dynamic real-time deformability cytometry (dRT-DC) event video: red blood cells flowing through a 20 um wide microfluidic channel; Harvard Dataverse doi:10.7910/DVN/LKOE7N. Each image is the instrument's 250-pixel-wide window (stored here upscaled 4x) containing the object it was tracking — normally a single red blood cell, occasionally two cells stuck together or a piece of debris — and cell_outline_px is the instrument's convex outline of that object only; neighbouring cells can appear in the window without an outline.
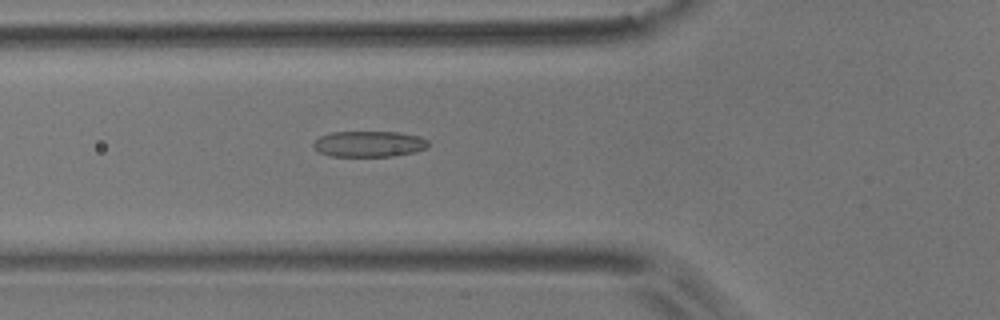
{"species": "common noctule bat (a hibernating species)", "species_latin": "Nyctalus noctula", "temperature_condition": "room temperature", "stored_images_in_passage": 39, "camera_frame_rate_fps": 3000, "um_per_image_px": 0.085, "animal": {"sex": "male", "body_mass_g": 17.9}, "frame": {"image": 1, "passage_image": 4, "time_ms": 1.0, "image_size_px": [1000, 320], "cell_outline_px": [[428, 148], [412, 152], [392, 156], [332, 156], [320, 152], [312, 148], [312, 144], [320, 136], [332, 132], [396, 132], [420, 136], [428, 140]], "centroid_in_image_um": [31.36, 12.23], "position_along_channel_um": 94.4, "area_um2": 17.28}}
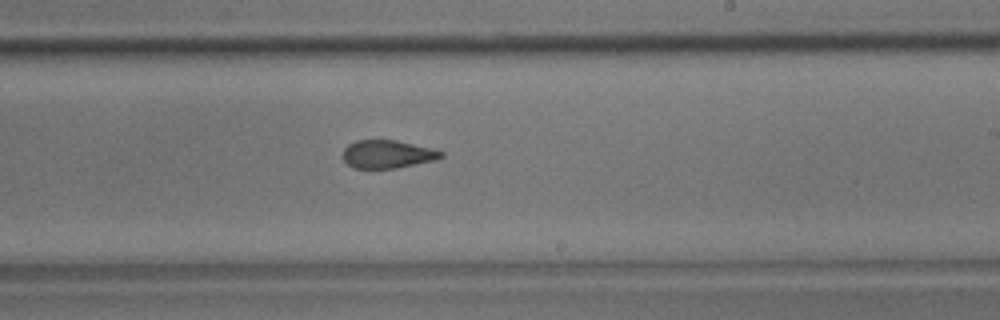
{"frame": {"image": 2, "passage_image": 17, "time_ms": 5.333, "image_size_px": [1000, 320], "cell_outline_px": [[444, 156], [436, 160], [396, 168], [352, 168], [344, 160], [344, 148], [348, 144], [356, 140], [396, 140], [432, 148], [444, 152]], "centroid_in_image_um": [32.96, 13.1], "position_along_channel_um": 256.0, "area_um2": 16.07}}
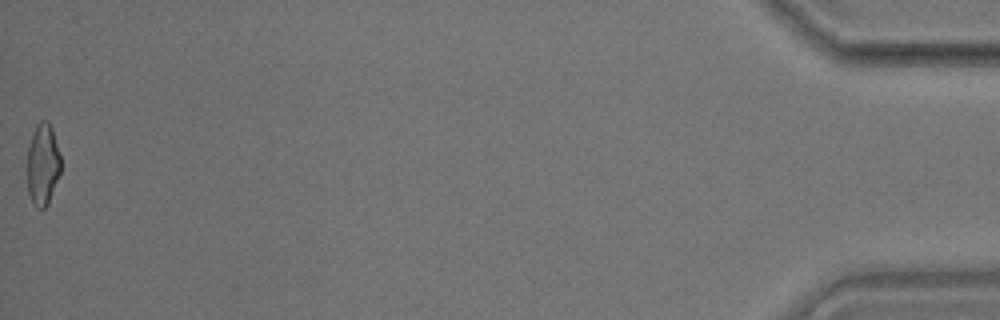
{"frame": {"image": 3, "passage_image": 39, "time_ms": 12.667, "image_size_px": [1000, 320], "cell_outline_px": [[60, 172], [48, 204], [44, 208], [36, 208], [32, 204], [28, 192], [24, 172], [28, 144], [32, 132], [36, 124], [40, 120], [48, 120], [52, 128], [60, 156]], "centroid_in_image_um": [3.56, 13.98], "position_along_channel_um": 431.6, "area_um2": 16.7}, "authors_computed_cell_mechanics": {"area_um2": 16.8776, "velocity_mm_per_s": 3.7175, "shape_relaxation_time_tau1_ms": 10.8889, "shape_relaxation_time_tau2_ms": 2.2753, "deformation_change_tau1": 0.2372, "deformation_change_tau2": 0.0929}}